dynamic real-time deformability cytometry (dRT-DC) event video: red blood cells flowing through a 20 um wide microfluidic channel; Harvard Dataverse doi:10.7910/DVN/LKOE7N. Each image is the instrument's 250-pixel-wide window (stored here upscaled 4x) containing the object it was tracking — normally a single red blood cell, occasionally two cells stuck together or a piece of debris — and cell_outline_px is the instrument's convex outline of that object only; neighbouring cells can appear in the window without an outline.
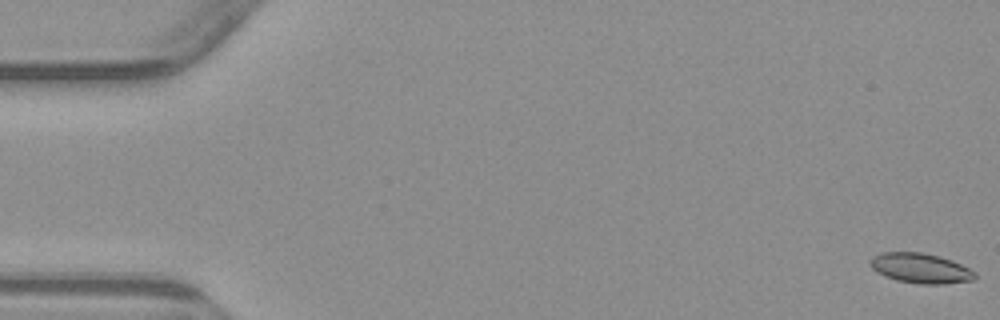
{"species": "common noctule bat (a hibernating species)", "species_latin": "Nyctalus noctula", "temperature_condition": "warm", "stored_images_in_passage": 5, "camera_frame_rate_fps": 3000, "um_per_image_px": 0.085, "animal": {"sex": "male", "body_mass_g": 23.1, "forearm_length_mm": 52.7}, "frame": {"image": 1, "passage_image": 1, "time_ms": 0.0, "image_size_px": [1000, 320], "cell_outline_px": [[976, 280], [944, 284], [920, 284], [896, 280], [884, 276], [876, 272], [872, 268], [872, 256], [880, 252], [924, 252], [940, 256], [952, 260], [976, 272]], "centroid_in_image_um": [78.27, 22.8], "position_along_channel_um": 6.7, "area_um2": 18.44}}
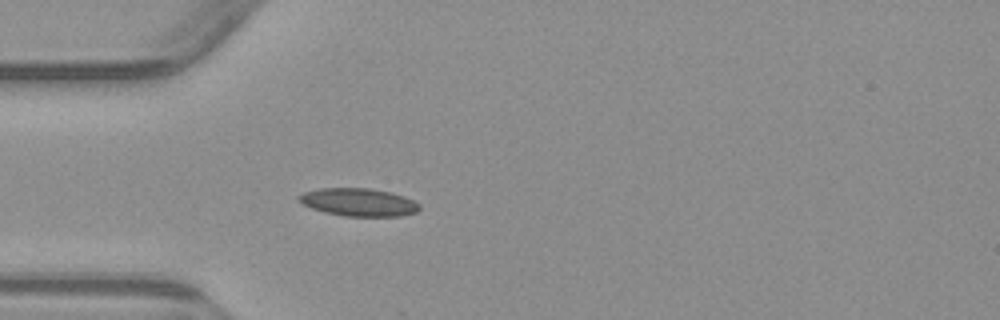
{"frame": {"image": 2, "passage_image": 5, "time_ms": 5.0, "image_size_px": [1000, 320], "cell_outline_px": [[420, 208], [416, 212], [400, 216], [344, 216], [324, 212], [312, 208], [296, 200], [296, 196], [304, 192], [320, 188], [368, 188], [392, 192], [404, 196], [420, 204]], "centroid_in_image_um": [30.46, 17.18], "position_along_channel_um": 54.5, "area_um2": 19.65}}